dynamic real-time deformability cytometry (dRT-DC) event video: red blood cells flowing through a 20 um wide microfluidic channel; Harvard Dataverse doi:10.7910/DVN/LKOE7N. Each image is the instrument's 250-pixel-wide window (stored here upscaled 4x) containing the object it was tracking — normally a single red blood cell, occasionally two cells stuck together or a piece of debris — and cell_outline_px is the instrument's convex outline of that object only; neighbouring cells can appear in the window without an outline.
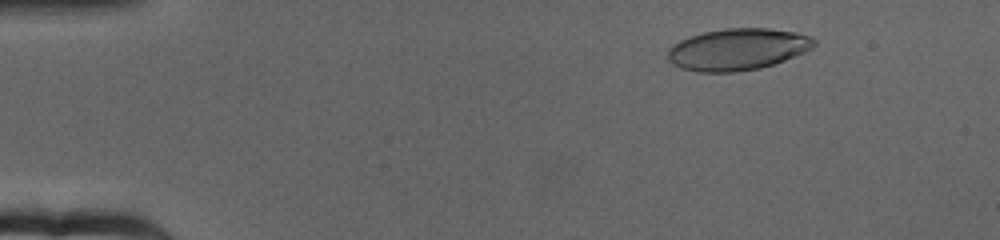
{"species": "human", "species_latin": "Homo sapiens", "temperature_condition": "cold", "stored_images_in_passage": 65, "camera_frame_rate_fps": 3000, "um_per_image_px": 0.085, "donor": {"sex": "female"}, "frame": {"image": 1, "passage_image": 9, "time_ms": 2.667, "image_size_px": [1000, 240], "cell_outline_px": [[816, 44], [812, 48], [804, 52], [784, 60], [760, 68], [736, 72], [696, 72], [680, 68], [672, 64], [668, 60], [668, 48], [672, 44], [680, 40], [704, 32], [724, 28], [768, 28], [796, 32], [812, 36], [816, 40]], "centroid_in_image_um": [62.69, 4.19], "position_along_channel_um": 22.3, "area_um2": 35.72}}
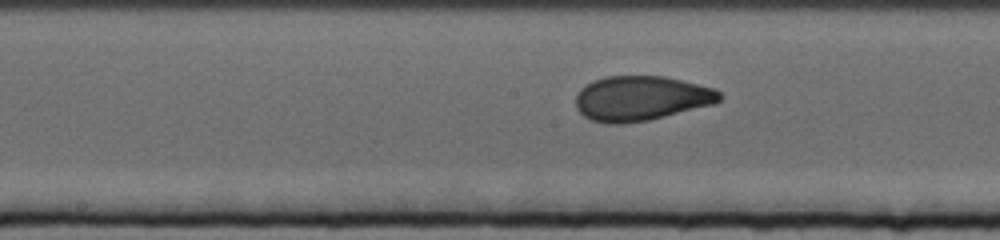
{"frame": {"image": 2, "passage_image": 34, "time_ms": 11.0, "image_size_px": [1000, 240], "cell_outline_px": [[720, 100], [716, 104], [648, 120], [620, 124], [608, 124], [592, 120], [584, 116], [576, 108], [576, 96], [580, 88], [584, 84], [592, 80], [604, 76], [664, 76], [716, 88], [720, 92]], "centroid_in_image_um": [54.48, 8.35], "position_along_channel_um": 193.7, "area_um2": 37.8}}
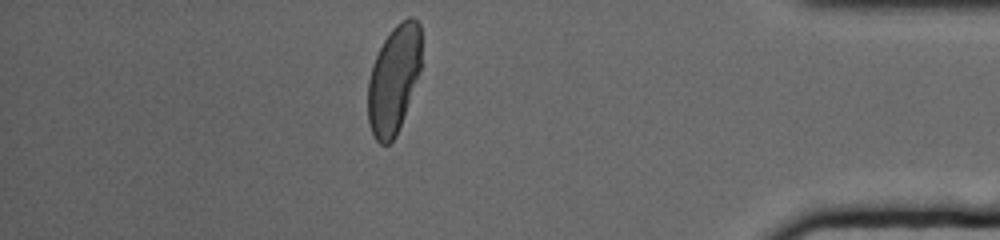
{"frame": {"image": 3, "passage_image": 57, "time_ms": 18.667, "image_size_px": [1000, 240], "cell_outline_px": [[420, 68], [396, 136], [388, 144], [380, 144], [376, 140], [372, 132], [368, 120], [368, 80], [372, 64], [384, 40], [392, 28], [400, 20], [408, 16], [412, 16], [420, 24]], "centroid_in_image_um": [33.45, 6.71], "position_along_channel_um": 401.8, "area_um2": 33.18}, "authors_computed_cell_mechanics": {"area_um2": 36.2984, "velocity_mm_per_s": 3.1708, "shape_relaxation_time_tau1_ms": 5.7412, "shape_relaxation_time_tau2_ms": 1.0509, "deformation_change_tau1": 0.2077, "deformation_change_tau2": 0.0597}}